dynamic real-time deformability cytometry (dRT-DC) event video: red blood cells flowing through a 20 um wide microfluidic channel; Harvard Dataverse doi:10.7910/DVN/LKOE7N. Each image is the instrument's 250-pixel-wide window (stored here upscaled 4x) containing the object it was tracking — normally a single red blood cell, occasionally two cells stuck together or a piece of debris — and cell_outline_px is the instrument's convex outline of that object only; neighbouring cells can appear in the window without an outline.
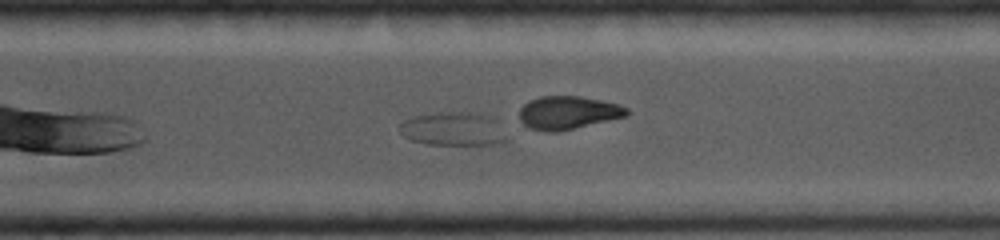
{"species": "common noctule bat (a hibernating species)", "species_latin": "Nyctalus noctula", "temperature_condition": "cold", "stored_images_in_passage": 42, "camera_frame_rate_fps": 5000, "um_per_image_px": 0.085, "animal": {"sex": "female", "body_mass_g": 19.0, "forearm_length_mm": 56.7}, "frame": {"image": 1, "passage_image": 36, "time_ms": 7.0, "image_size_px": [1000, 240], "cell_outline_px": [[508, 140], [492, 144], [428, 144], [412, 140], [404, 136], [396, 128], [404, 120], [412, 116], [448, 112], [468, 112], [492, 116], [496, 120]], "centroid_in_image_um": [38.49, 10.95], "position_along_channel_um": 332.1, "area_um2": 20.75}}